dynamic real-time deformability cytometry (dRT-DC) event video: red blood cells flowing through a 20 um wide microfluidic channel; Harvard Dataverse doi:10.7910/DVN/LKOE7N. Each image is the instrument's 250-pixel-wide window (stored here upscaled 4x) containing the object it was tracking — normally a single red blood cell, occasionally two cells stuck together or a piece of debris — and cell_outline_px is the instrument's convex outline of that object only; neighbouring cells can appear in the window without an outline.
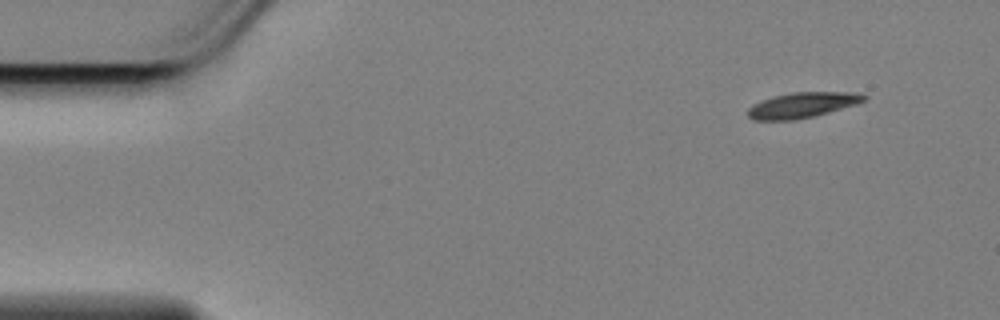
{"species": "Egyptian fruit bat (a non-hibernating species)", "species_latin": "Rousettus aegyptiacus", "temperature_condition": "cold", "stored_images_in_passage": 15, "camera_frame_rate_fps": 3000, "um_per_image_px": 0.085, "animal": {"sex": "female"}, "frame": {"image": 1, "passage_image": 1, "time_ms": 0.0, "image_size_px": [1000, 320], "cell_outline_px": [[868, 96], [864, 100], [856, 104], [828, 112], [812, 116], [792, 120], [756, 120], [748, 116], [748, 108], [752, 104], [776, 96], [792, 92], [848, 92]], "centroid_in_image_um": [68.17, 8.93], "position_along_channel_um": 16.8, "area_um2": 16.76}}
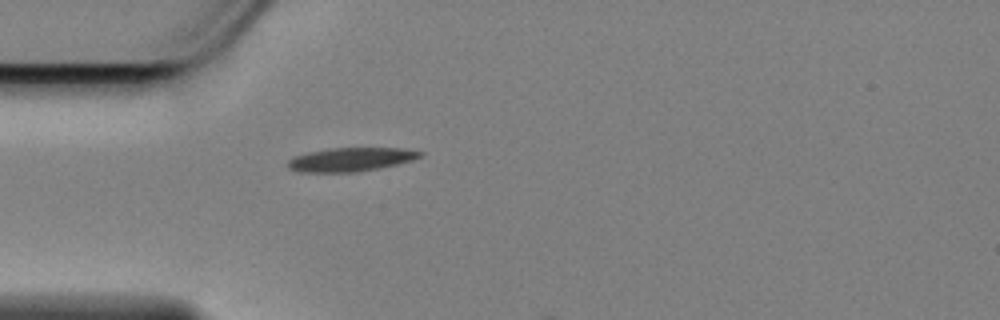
{"frame": {"image": 2, "passage_image": 12, "time_ms": 3.667, "image_size_px": [1000, 320], "cell_outline_px": [[424, 152], [420, 156], [412, 160], [380, 168], [356, 172], [300, 172], [288, 168], [288, 160], [292, 156], [308, 152], [328, 148], [404, 148]], "centroid_in_image_um": [29.78, 13.55], "position_along_channel_um": 55.2, "area_um2": 18.32}}